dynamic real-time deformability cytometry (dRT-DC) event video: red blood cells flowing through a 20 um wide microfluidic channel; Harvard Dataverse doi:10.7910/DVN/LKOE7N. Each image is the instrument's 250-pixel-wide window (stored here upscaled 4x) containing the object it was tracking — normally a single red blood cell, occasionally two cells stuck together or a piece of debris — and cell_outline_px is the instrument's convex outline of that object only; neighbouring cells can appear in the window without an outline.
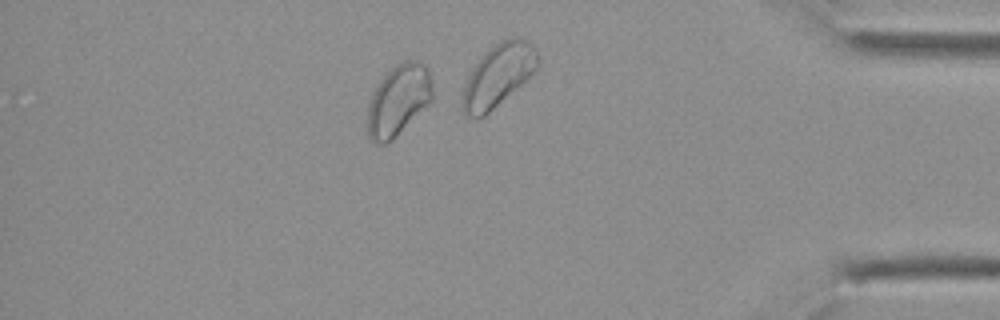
{"species": "Egyptian fruit bat (a non-hibernating species)", "species_latin": "Rousettus aegyptiacus", "temperature_condition": "cold", "stored_images_in_passage": 30, "camera_frame_rate_fps": 3000, "um_per_image_px": 0.085, "animal": {"sex": "female"}, "frame": {"image": 1, "passage_image": 26, "time_ms": 8.333, "image_size_px": [1000, 320], "cell_outline_px": [[432, 100], [392, 140], [384, 144], [376, 144], [368, 136], [368, 104], [376, 84], [396, 64], [404, 60], [416, 60], [424, 64], [428, 68], [432, 80]], "centroid_in_image_um": [33.86, 8.49], "position_along_channel_um": 401.3, "area_um2": 26.76}}